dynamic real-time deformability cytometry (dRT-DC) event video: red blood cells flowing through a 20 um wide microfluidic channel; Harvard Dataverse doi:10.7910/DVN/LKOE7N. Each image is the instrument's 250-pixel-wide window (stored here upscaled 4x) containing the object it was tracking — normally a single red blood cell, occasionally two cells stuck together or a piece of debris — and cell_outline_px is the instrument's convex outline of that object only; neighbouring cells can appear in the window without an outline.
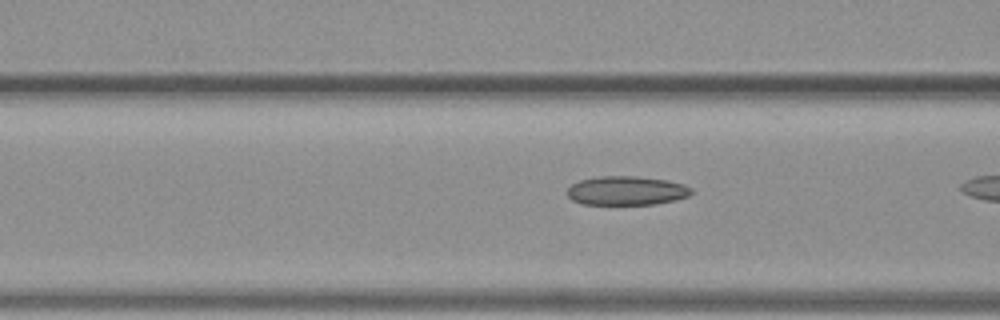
{"species": "common noctule bat (a hibernating species)", "species_latin": "Nyctalus noctula", "temperature_condition": "warm", "stored_images_in_passage": 19, "camera_frame_rate_fps": 3000, "um_per_image_px": 0.085, "animal": {"sex": "female", "body_mass_g": 19.3, "forearm_length_mm": 54.1}, "frame": {"image": 1, "passage_image": 16, "time_ms": 5.0, "image_size_px": [1000, 320], "cell_outline_px": [[692, 192], [688, 196], [676, 200], [656, 204], [580, 204], [572, 200], [568, 196], [568, 188], [572, 184], [580, 180], [600, 176], [636, 176], [664, 180], [684, 184], [692, 188]], "centroid_in_image_um": [53.25, 16.21], "position_along_channel_um": 113.3, "area_um2": 20.92}}